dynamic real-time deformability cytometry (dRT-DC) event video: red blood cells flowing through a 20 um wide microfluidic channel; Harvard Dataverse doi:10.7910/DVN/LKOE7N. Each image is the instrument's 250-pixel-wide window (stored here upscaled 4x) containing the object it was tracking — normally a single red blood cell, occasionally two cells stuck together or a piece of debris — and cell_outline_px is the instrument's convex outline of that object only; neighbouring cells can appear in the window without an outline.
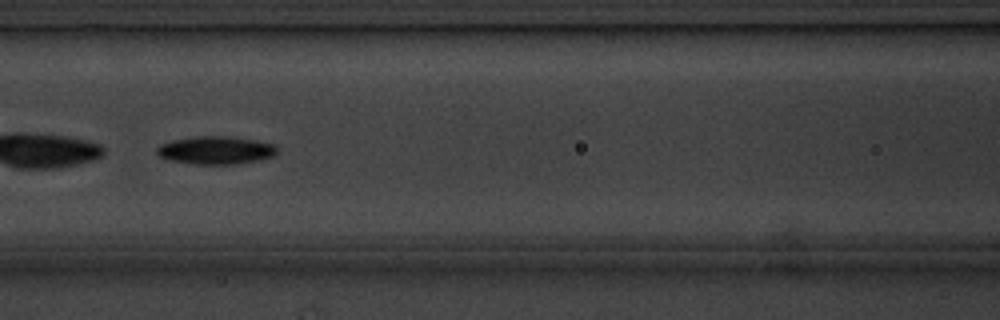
{"species": "common noctule bat (a hibernating species)", "species_latin": "Nyctalus noctula", "temperature_condition": "cold", "stored_images_in_passage": 9, "camera_frame_rate_fps": 3000, "um_per_image_px": 0.085, "animal": {"sex": "male", "body_mass_g": 20.1, "forearm_length_mm": 53.5}, "frame": {"image": 1, "passage_image": 6, "time_ms": 5.667, "image_size_px": [1000, 320], "cell_outline_px": [[276, 152], [272, 156], [256, 160], [236, 164], [196, 164], [168, 160], [160, 156], [156, 152], [156, 148], [160, 144], [172, 140], [196, 136], [236, 136], [276, 144]], "centroid_in_image_um": [18.33, 12.75], "position_along_channel_um": 148.3, "area_um2": 19.65}}